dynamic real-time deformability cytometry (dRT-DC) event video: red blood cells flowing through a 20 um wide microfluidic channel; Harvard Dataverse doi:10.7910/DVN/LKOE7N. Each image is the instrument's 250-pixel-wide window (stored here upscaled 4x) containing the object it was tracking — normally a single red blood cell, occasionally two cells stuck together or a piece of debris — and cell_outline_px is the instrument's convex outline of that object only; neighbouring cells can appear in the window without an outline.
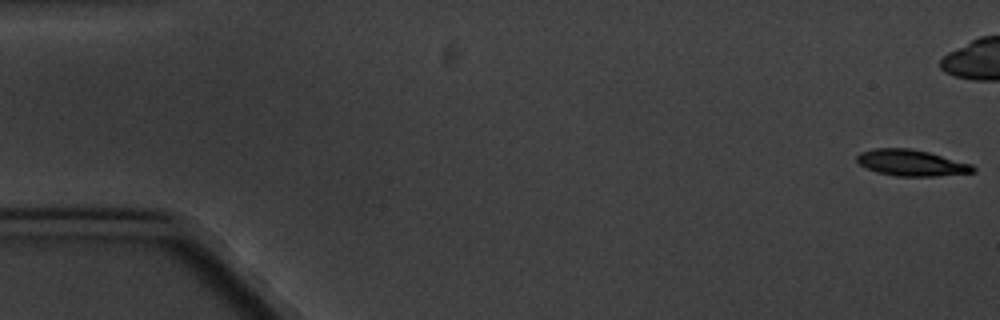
{"species": "common noctule bat (a hibernating species)", "species_latin": "Nyctalus noctula", "temperature_condition": "cold", "stored_images_in_passage": 6, "camera_frame_rate_fps": 3000, "um_per_image_px": 0.085, "animal": {"sex": "male", "body_mass_g": 20.1, "forearm_length_mm": 53.5}, "frame": {"image": 1, "passage_image": 1, "time_ms": 0.0, "image_size_px": [1000, 320], "cell_outline_px": [[976, 172], [936, 176], [896, 176], [876, 172], [860, 164], [856, 160], [856, 156], [860, 152], [876, 148], [908, 148], [928, 152], [972, 164], [976, 168]], "centroid_in_image_um": [77.47, 13.84], "position_along_channel_um": 7.5, "area_um2": 17.69}}